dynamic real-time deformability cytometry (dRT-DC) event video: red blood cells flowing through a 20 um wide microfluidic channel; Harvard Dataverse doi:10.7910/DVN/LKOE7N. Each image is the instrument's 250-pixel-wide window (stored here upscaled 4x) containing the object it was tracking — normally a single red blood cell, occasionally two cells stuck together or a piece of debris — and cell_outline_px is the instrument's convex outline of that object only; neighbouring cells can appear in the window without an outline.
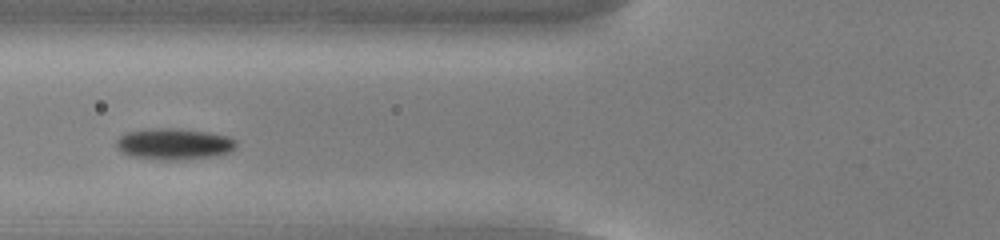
{"species": "common noctule bat (a hibernating species)", "species_latin": "Nyctalus noctula", "temperature_condition": "cold", "stored_images_in_passage": 33, "camera_frame_rate_fps": 3000, "um_per_image_px": 0.085, "animal": {"sex": "male", "body_mass_g": 13.0, "forearm_length_mm": 53.1}, "frame": {"image": 1, "passage_image": 10, "time_ms": 3.0, "image_size_px": [1000, 240], "cell_outline_px": [[236, 144], [228, 152], [212, 156], [176, 160], [164, 160], [128, 156], [116, 144], [116, 140], [120, 136], [128, 132], [152, 128], [180, 128], [208, 132], [228, 136], [236, 140]], "centroid_in_image_um": [14.78, 12.22], "position_along_channel_um": 111.0, "area_um2": 21.62}}
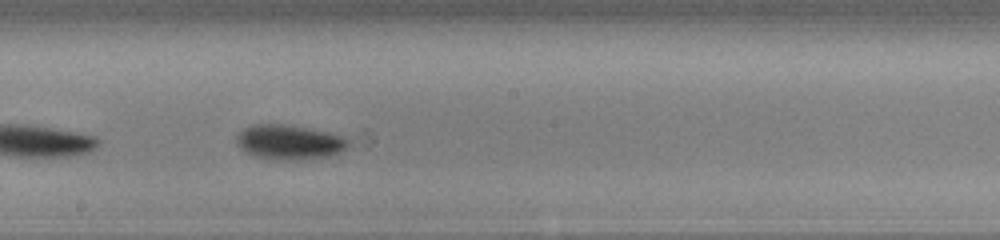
{"frame": {"image": 2, "passage_image": 19, "time_ms": 6.0, "image_size_px": [1000, 240], "cell_outline_px": [[352, 144], [348, 148], [332, 156], [288, 160], [276, 160], [256, 156], [244, 152], [236, 144], [236, 136], [244, 128], [252, 124], [284, 124], [328, 132], [344, 136]], "centroid_in_image_um": [24.6, 12.08], "position_along_channel_um": 223.6, "area_um2": 22.77}, "authors_computed_cell_mechanics": {"area_um2": 21.5594, "velocity_mm_per_s": 3.7586, "shape_relaxation_time_tau1_ms": 1.3976, "shape_relaxation_time_tau2_ms": null, "deformation_change_tau1": 0.0907, "deformation_change_tau2": null}}